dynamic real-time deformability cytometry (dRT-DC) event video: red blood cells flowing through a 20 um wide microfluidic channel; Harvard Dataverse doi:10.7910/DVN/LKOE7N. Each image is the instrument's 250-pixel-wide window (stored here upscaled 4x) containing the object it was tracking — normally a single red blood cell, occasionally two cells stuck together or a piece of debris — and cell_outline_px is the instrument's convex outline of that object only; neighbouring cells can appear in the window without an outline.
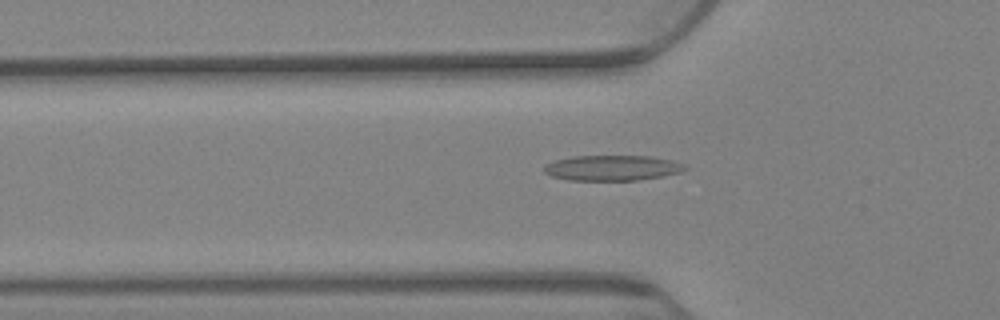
{"species": "Egyptian fruit bat (a non-hibernating species)", "species_latin": "Rousettus aegyptiacus", "temperature_condition": "warm", "stored_images_in_passage": 78, "camera_frame_rate_fps": 3000, "um_per_image_px": 0.085, "animal": {"sex": "female"}, "frame": {"image": 1, "passage_image": 26, "time_ms": 8.333, "image_size_px": [1000, 320], "cell_outline_px": [[688, 168], [680, 172], [664, 176], [636, 180], [568, 180], [552, 176], [544, 172], [544, 164], [556, 160], [572, 156], [652, 156], [672, 160], [684, 164]], "centroid_in_image_um": [52.05, 14.27], "position_along_channel_um": 73.8, "area_um2": 20.87}}
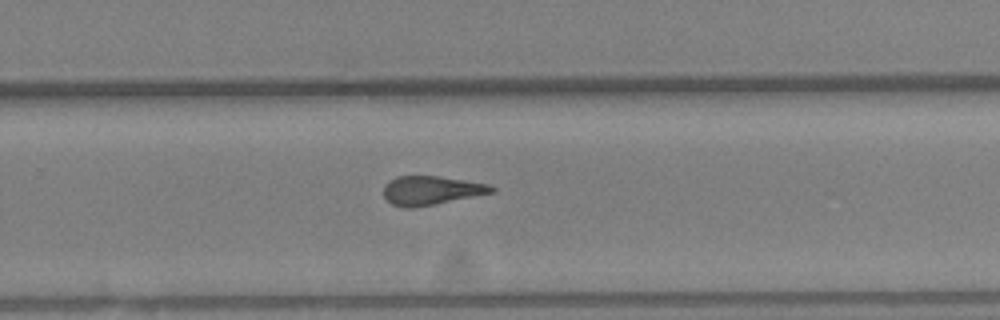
{"frame": {"image": 2, "passage_image": 51, "time_ms": 16.667, "image_size_px": [1000, 320], "cell_outline_px": [[496, 192], [416, 208], [404, 208], [392, 204], [384, 196], [384, 184], [388, 180], [396, 176], [436, 176], [488, 184], [496, 188]], "centroid_in_image_um": [36.63, 16.19], "position_along_channel_um": 293.2, "area_um2": 18.26}}
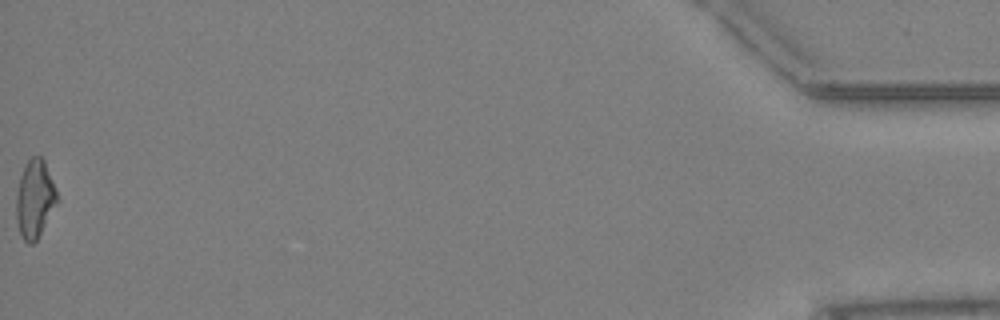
{"frame": {"image": 3, "passage_image": 78, "time_ms": 25.667, "image_size_px": [1000, 320], "cell_outline_px": [[60, 200], [36, 240], [32, 244], [28, 244], [24, 240], [20, 232], [16, 220], [16, 192], [20, 176], [24, 164], [32, 156], [40, 156], [44, 160], [56, 188]], "centroid_in_image_um": [2.97, 16.89], "position_along_channel_um": 432.2, "area_um2": 18.79}, "authors_computed_cell_mechanics": {"area_um2": 19.074, "velocity_mm_per_s": 2.6374, "shape_relaxation_time_tau1_ms": null, "shape_relaxation_time_tau2_ms": 4.5006, "deformation_change_tau1": null, "deformation_change_tau2": 0.1446}}